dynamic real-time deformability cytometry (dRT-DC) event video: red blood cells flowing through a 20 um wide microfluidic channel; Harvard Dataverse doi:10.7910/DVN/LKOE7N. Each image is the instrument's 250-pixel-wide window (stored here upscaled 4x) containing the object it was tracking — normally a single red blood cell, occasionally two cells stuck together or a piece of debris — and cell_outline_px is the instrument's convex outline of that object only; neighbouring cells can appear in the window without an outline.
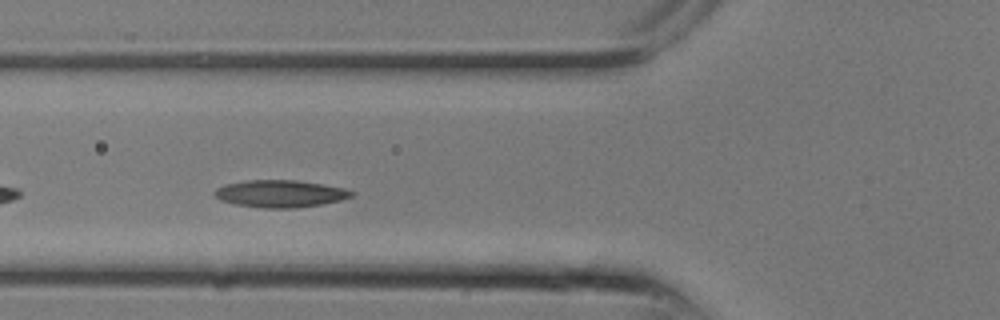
{"species": "common noctule bat (a hibernating species)", "species_latin": "Nyctalus noctula", "temperature_condition": "room temperature", "stored_images_in_passage": 11, "camera_frame_rate_fps": 3000, "um_per_image_px": 0.085, "animal": {"sex": "male", "body_mass_g": 13.3}, "frame": {"image": 1, "passage_image": 7, "time_ms": 2.0, "image_size_px": [1000, 320], "cell_outline_px": [[356, 192], [352, 196], [340, 200], [320, 204], [296, 208], [264, 208], [236, 204], [220, 200], [212, 192], [216, 188], [224, 184], [248, 180], [296, 180], [344, 188]], "centroid_in_image_um": [23.79, 16.46], "position_along_channel_um": 102.0, "area_um2": 21.62}}
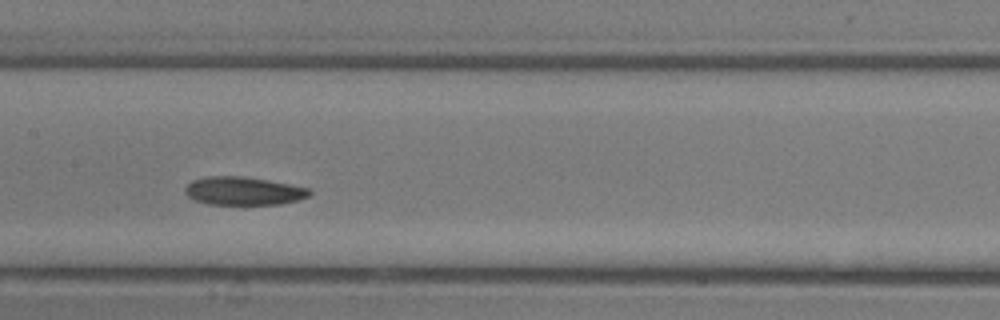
{"frame": {"image": 2, "passage_image": 10, "time_ms": 3.0, "image_size_px": [1000, 320], "cell_outline_px": [[312, 192], [308, 196], [296, 200], [280, 204], [208, 204], [196, 200], [188, 196], [184, 192], [184, 188], [192, 180], [208, 176], [244, 176], [268, 180], [308, 188]], "centroid_in_image_um": [20.66, 16.22], "position_along_channel_um": 186.7, "area_um2": 20.29}}